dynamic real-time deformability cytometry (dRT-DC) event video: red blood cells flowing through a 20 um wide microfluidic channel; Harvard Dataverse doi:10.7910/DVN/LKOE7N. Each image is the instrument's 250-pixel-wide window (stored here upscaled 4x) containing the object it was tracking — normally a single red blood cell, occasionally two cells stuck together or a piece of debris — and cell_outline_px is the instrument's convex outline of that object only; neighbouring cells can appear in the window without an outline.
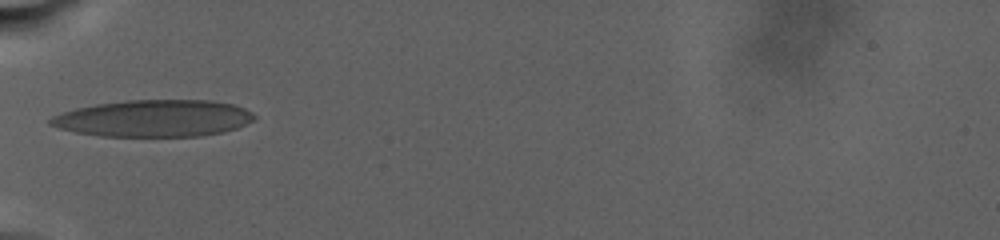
{"species": "human", "species_latin": "Homo sapiens", "temperature_condition": "warm", "stored_images_in_passage": 56, "camera_frame_rate_fps": 3000, "um_per_image_px": 0.085, "donor": {"sex": "male"}, "frame": {"image": 1, "passage_image": 1, "time_ms": 0.0, "image_size_px": [1000, 240], "cell_outline_px": [[256, 116], [252, 120], [236, 128], [224, 132], [200, 136], [100, 136], [76, 132], [60, 128], [48, 124], [48, 120], [52, 116], [76, 108], [96, 104], [128, 100], [212, 100], [232, 104], [244, 108], [252, 112]], "centroid_in_image_um": [13.07, 10.05], "position_along_channel_um": 71.9, "area_um2": 43.7}}
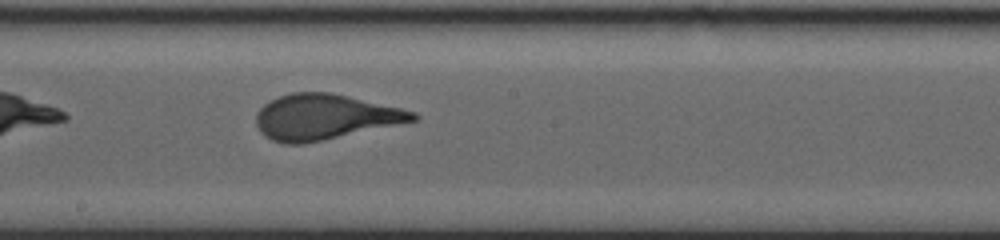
{"frame": {"image": 2, "passage_image": 22, "time_ms": 6.333, "image_size_px": [1000, 240], "cell_outline_px": [[420, 120], [324, 140], [304, 144], [284, 144], [272, 140], [264, 136], [260, 132], [256, 124], [256, 112], [264, 104], [280, 96], [292, 92], [328, 92], [348, 96], [400, 108], [416, 112], [420, 116]], "centroid_in_image_um": [27.61, 9.95], "position_along_channel_um": 220.6, "area_um2": 41.56}}
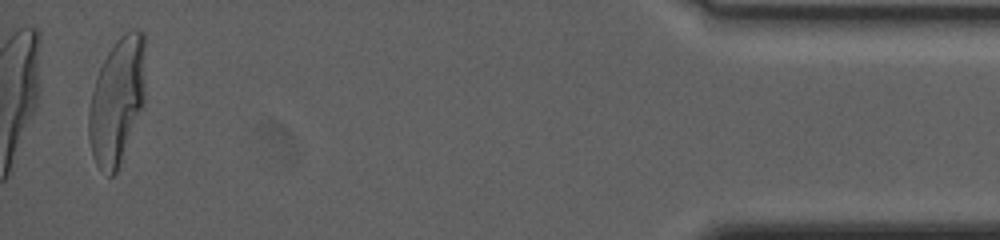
{"frame": {"image": 3, "passage_image": 53, "time_ms": 17.667, "image_size_px": [1000, 240], "cell_outline_px": [[144, 100], [116, 172], [112, 176], [108, 176], [96, 164], [92, 156], [88, 136], [88, 112], [92, 92], [96, 76], [108, 52], [116, 40], [124, 32], [132, 28], [140, 28], [144, 32]], "centroid_in_image_um": [9.93, 8.51], "position_along_channel_um": 425.3, "area_um2": 41.33}, "authors_computed_cell_mechanics": {"area_um2": 40.9224, "velocity_mm_per_s": 2.3952, "shape_relaxation_time_tau1_ms": 9.9457, "shape_relaxation_time_tau2_ms": null, "deformation_change_tau1": 0.2836, "deformation_change_tau2": null}}